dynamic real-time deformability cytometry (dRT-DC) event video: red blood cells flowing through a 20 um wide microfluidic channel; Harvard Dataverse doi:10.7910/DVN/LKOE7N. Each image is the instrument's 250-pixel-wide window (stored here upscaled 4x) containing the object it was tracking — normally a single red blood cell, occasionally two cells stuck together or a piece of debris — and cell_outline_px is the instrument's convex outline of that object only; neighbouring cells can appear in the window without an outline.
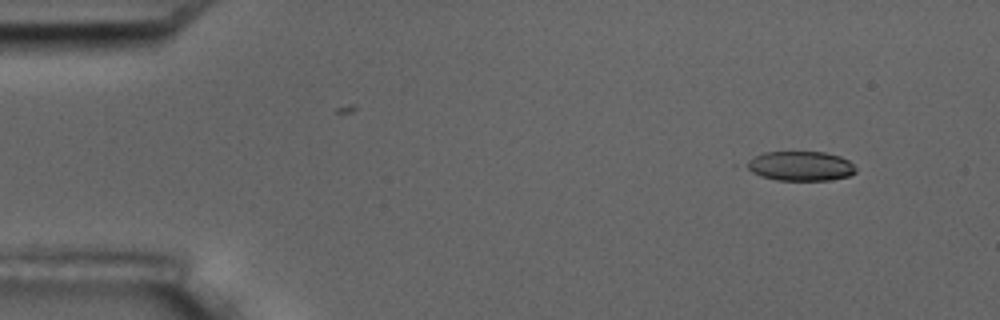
{"species": "common noctule bat (a hibernating species)", "species_latin": "Nyctalus noctula", "temperature_condition": "room temperature", "stored_images_in_passage": 4, "camera_frame_rate_fps": 3000, "um_per_image_px": 0.085, "animal": {"sex": "male", "body_mass_g": 17.5, "forearm_length_mm": 52.3}, "frame": {"image": 1, "passage_image": 1, "time_ms": 0.0, "image_size_px": [1000, 320], "cell_outline_px": [[856, 172], [848, 176], [832, 180], [776, 180], [760, 176], [732, 164], [764, 152], [824, 152], [840, 156], [848, 160], [856, 168]], "centroid_in_image_um": [67.84, 14.11], "position_along_channel_um": 17.2, "area_um2": 19.59}}